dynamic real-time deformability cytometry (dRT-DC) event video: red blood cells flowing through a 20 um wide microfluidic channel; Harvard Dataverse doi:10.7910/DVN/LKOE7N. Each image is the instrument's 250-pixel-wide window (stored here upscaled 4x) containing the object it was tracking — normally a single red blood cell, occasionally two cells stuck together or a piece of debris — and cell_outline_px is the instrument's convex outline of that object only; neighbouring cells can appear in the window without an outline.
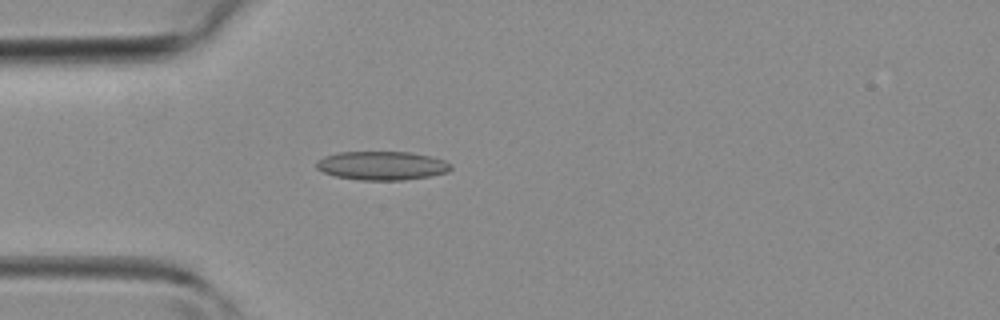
{"species": "common noctule bat (a hibernating species)", "species_latin": "Nyctalus noctula", "temperature_condition": "room temperature", "stored_images_in_passage": 41, "camera_frame_rate_fps": 3000, "um_per_image_px": 0.085, "animal": {"sex": "female", "body_mass_g": 19.3, "forearm_length_mm": 54.1}, "frame": {"image": 1, "passage_image": 11, "time_ms": 3.333, "image_size_px": [1000, 320], "cell_outline_px": [[452, 168], [448, 172], [428, 176], [404, 180], [360, 180], [336, 176], [324, 172], [316, 168], [316, 160], [324, 156], [340, 152], [412, 152], [444, 160], [452, 164]], "centroid_in_image_um": [32.46, 14.07], "position_along_channel_um": 52.5, "area_um2": 22.48}}
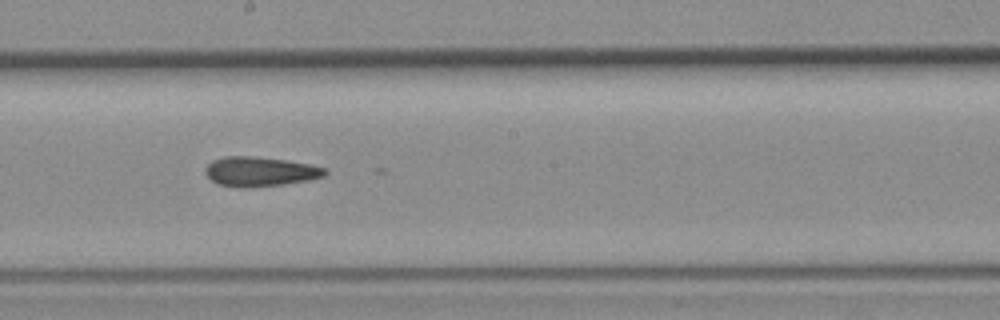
{"frame": {"image": 2, "passage_image": 22, "time_ms": 7.0, "image_size_px": [1000, 320], "cell_outline_px": [[328, 172], [324, 176], [308, 180], [284, 184], [244, 188], [240, 188], [216, 184], [204, 172], [204, 168], [212, 160], [224, 156], [252, 156], [288, 160], [308, 164], [324, 168]], "centroid_in_image_um": [22.06, 14.58], "position_along_channel_um": 226.1, "area_um2": 20.69}}
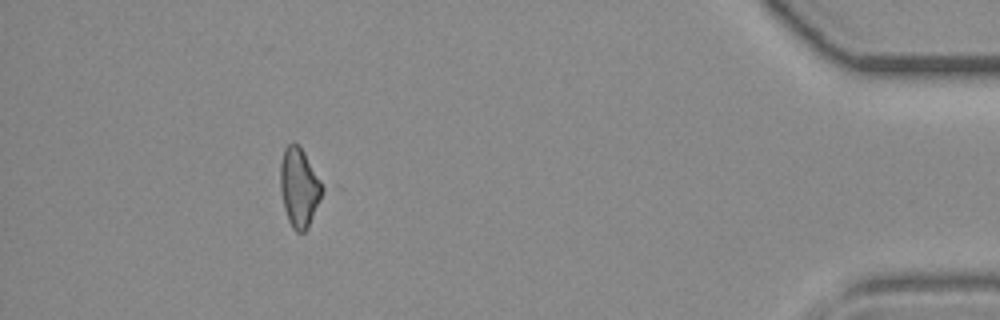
{"frame": {"image": 3, "passage_image": 37, "time_ms": 12.0, "image_size_px": [1000, 320], "cell_outline_px": [[328, 188], [308, 228], [304, 232], [296, 232], [292, 228], [288, 220], [284, 208], [280, 188], [280, 164], [284, 148], [288, 144], [296, 144], [304, 152], [328, 184]], "centroid_in_image_um": [25.53, 15.94], "position_along_channel_um": 409.7, "area_um2": 20.4}}